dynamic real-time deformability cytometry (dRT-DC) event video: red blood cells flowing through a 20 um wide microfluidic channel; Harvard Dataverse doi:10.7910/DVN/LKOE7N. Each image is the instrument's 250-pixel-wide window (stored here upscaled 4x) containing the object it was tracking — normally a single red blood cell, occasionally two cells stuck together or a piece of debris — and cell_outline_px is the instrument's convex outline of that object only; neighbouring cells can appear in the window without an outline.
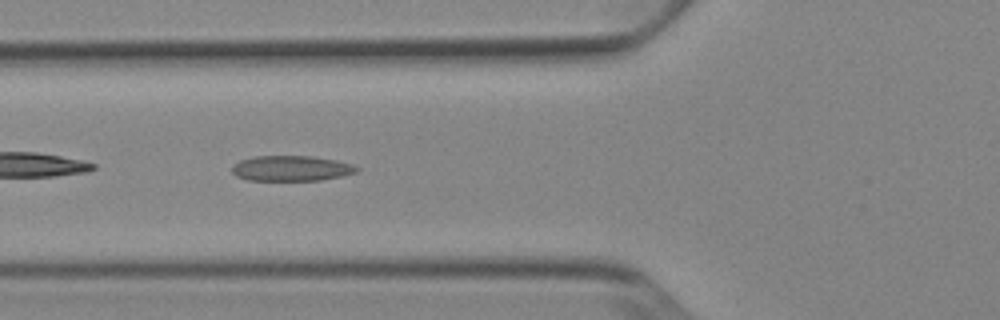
{"species": "Egyptian fruit bat (a non-hibernating species)", "species_latin": "Rousettus aegyptiacus", "temperature_condition": "cold", "stored_images_in_passage": 50, "camera_frame_rate_fps": 3000, "um_per_image_px": 0.085, "animal": {"sex": "female"}, "frame": {"image": 1, "passage_image": 18, "time_ms": 5.667, "image_size_px": [1000, 320], "cell_outline_px": [[360, 168], [356, 172], [340, 176], [320, 180], [248, 180], [236, 176], [232, 172], [232, 164], [240, 160], [256, 156], [312, 156], [336, 160], [352, 164]], "centroid_in_image_um": [24.73, 14.3], "position_along_channel_um": 101.1, "area_um2": 18.38}}
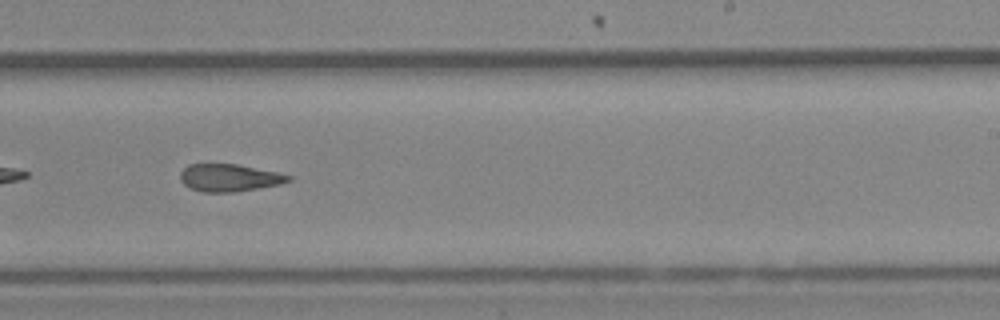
{"frame": {"image": 2, "passage_image": 31, "time_ms": 10.0, "image_size_px": [1000, 320], "cell_outline_px": [[292, 180], [280, 184], [232, 192], [204, 192], [192, 188], [184, 184], [180, 180], [180, 172], [188, 164], [236, 164], [276, 172], [292, 176]], "centroid_in_image_um": [19.47, 15.1], "position_along_channel_um": 269.5, "area_um2": 17.05}}
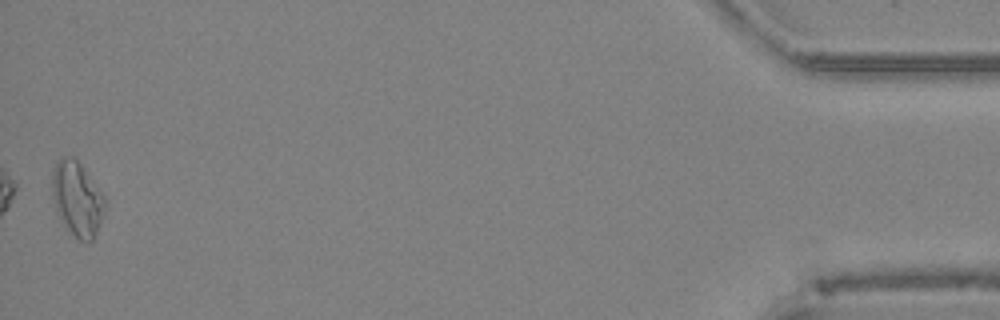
{"frame": {"image": 3, "passage_image": 50, "time_ms": 16.333, "image_size_px": [1000, 320], "cell_outline_px": [[104, 212], [96, 232], [92, 240], [88, 244], [80, 240], [68, 228], [60, 216], [56, 208], [52, 196], [52, 172], [56, 160], [60, 156], [72, 156], [80, 164], [104, 196]], "centroid_in_image_um": [6.54, 16.86], "position_along_channel_um": 428.7, "area_um2": 22.37}, "authors_computed_cell_mechanics": {"area_um2": 18.6694, "velocity_mm_per_s": 3.8995, "shape_relaxation_time_tau1_ms": null, "shape_relaxation_time_tau2_ms": 3.679, "deformation_change_tau1": null, "deformation_change_tau2": 0.1309}}